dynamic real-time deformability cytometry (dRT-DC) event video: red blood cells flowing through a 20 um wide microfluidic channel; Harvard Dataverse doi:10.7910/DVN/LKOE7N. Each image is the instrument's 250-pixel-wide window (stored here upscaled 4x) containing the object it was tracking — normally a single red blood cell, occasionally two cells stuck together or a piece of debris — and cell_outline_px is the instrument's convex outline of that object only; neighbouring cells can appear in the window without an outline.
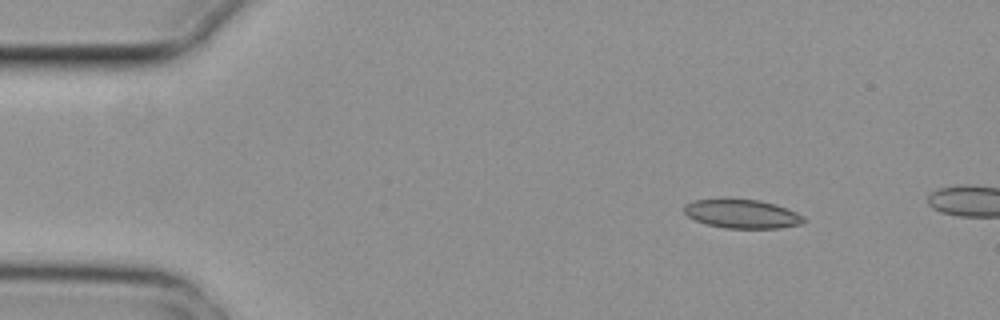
{"species": "common noctule bat (a hibernating species)", "species_latin": "Nyctalus noctula", "temperature_condition": "cold", "stored_images_in_passage": 6, "camera_frame_rate_fps": 3000, "um_per_image_px": 0.085, "animal": {"sex": "female", "body_mass_g": 29.2, "forearm_length_mm": 56.3}, "frame": {"image": 1, "passage_image": 6, "time_ms": 1.667, "image_size_px": [1000, 320], "cell_outline_px": [[808, 220], [804, 224], [780, 228], [724, 228], [704, 224], [688, 216], [684, 212], [684, 208], [692, 200], [724, 196], [728, 196], [756, 200], [772, 204], [796, 212], [804, 216]], "centroid_in_image_um": [63.05, 18.15], "position_along_channel_um": 22.0, "area_um2": 20.75}}